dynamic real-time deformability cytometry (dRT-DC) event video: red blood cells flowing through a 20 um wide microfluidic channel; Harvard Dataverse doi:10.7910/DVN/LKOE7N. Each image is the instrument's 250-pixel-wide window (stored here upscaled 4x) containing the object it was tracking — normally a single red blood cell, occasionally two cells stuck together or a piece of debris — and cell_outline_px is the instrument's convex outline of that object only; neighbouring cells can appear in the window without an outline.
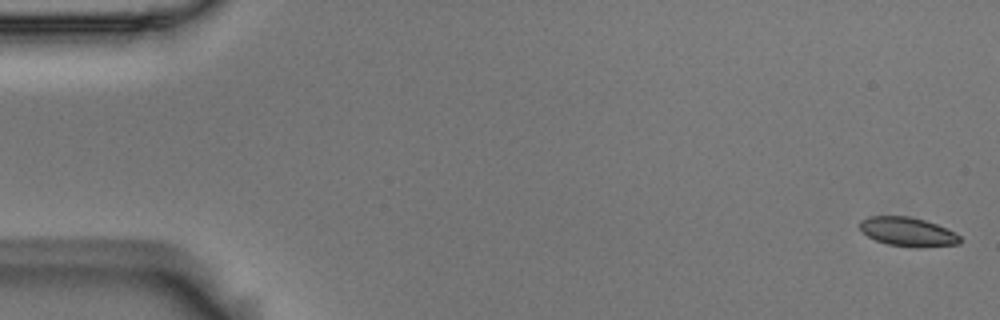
{"species": "Egyptian fruit bat (a non-hibernating species)", "species_latin": "Rousettus aegyptiacus", "temperature_condition": "room temperature", "stored_images_in_passage": 5, "camera_frame_rate_fps": 3000, "um_per_image_px": 0.085, "animal": {"sex": "male"}, "frame": {"image": 1, "passage_image": 1, "time_ms": 0.0, "image_size_px": [1000, 320], "cell_outline_px": [[960, 244], [916, 248], [888, 244], [876, 240], [860, 232], [860, 220], [868, 216], [908, 216], [924, 220], [936, 224], [960, 236]], "centroid_in_image_um": [77.12, 19.71], "position_along_channel_um": 7.9, "area_um2": 16.88}}
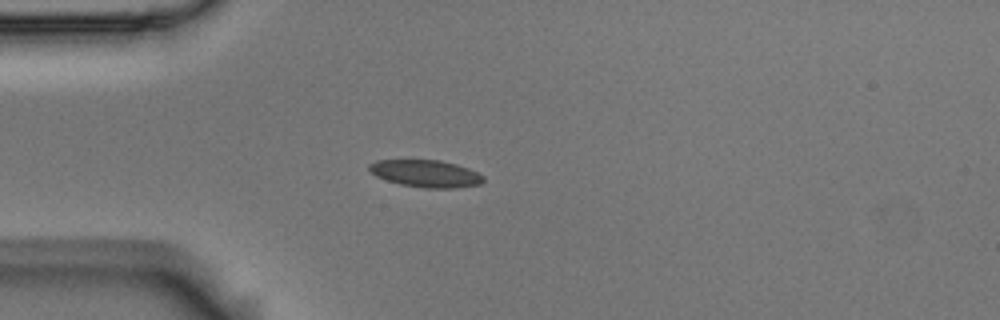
{"frame": {"image": 2, "passage_image": 5, "time_ms": 1.333, "image_size_px": [1000, 320], "cell_outline_px": [[484, 180], [480, 184], [456, 188], [424, 188], [400, 184], [376, 176], [368, 168], [368, 164], [376, 160], [440, 160], [456, 164], [468, 168], [484, 176]], "centroid_in_image_um": [36.2, 14.75], "position_along_channel_um": 48.8, "area_um2": 18.03}}